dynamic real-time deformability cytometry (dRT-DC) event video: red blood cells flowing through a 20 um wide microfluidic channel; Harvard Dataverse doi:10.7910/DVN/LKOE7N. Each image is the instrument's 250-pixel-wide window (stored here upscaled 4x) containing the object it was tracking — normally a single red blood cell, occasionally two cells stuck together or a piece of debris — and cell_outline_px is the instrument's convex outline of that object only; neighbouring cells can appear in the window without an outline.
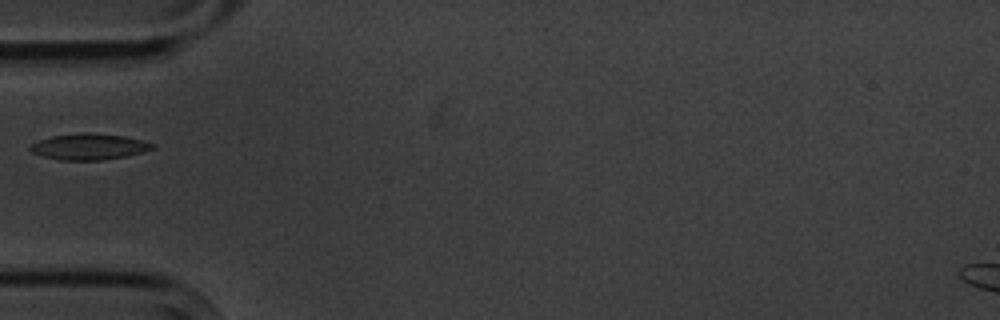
{"species": "common noctule bat (a hibernating species)", "species_latin": "Nyctalus noctula", "temperature_condition": "cold", "stored_images_in_passage": 6, "camera_frame_rate_fps": 3000, "um_per_image_px": 0.085, "animal": {"sex": "male", "body_mass_g": 20.1, "forearm_length_mm": 53.5}, "frame": {"image": 1, "passage_image": 6, "time_ms": 5.667, "image_size_px": [1000, 320], "cell_outline_px": [[156, 148], [144, 152], [124, 156], [100, 160], [60, 160], [44, 156], [32, 152], [28, 148], [32, 144], [40, 140], [52, 136], [84, 132], [88, 132], [124, 136], [156, 144]], "centroid_in_image_um": [7.6, 12.46], "position_along_channel_um": 77.4, "area_um2": 18.44}}